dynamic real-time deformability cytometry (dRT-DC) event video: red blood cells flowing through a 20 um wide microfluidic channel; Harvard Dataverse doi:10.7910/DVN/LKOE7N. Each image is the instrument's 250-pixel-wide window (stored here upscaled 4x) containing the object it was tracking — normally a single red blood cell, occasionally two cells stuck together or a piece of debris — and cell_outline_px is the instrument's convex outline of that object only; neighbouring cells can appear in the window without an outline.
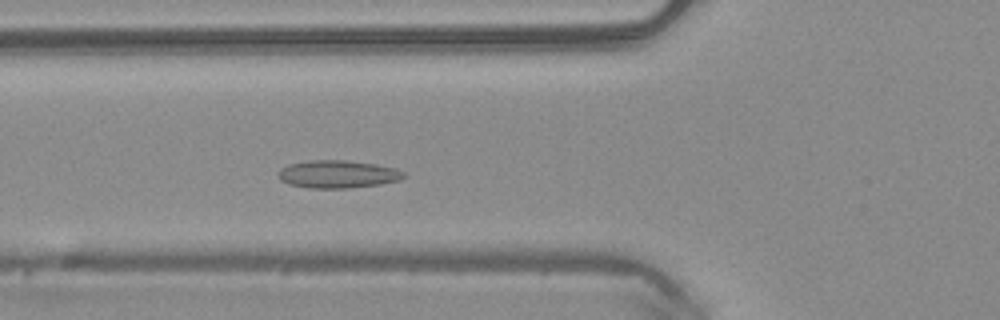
{"species": "common noctule bat (a hibernating species)", "species_latin": "Nyctalus noctula", "temperature_condition": "warm", "stored_images_in_passage": 45, "camera_frame_rate_fps": 3000, "um_per_image_px": 0.085, "animal": {"sex": "male", "body_mass_g": 20.4}, "frame": {"image": 1, "passage_image": 13, "time_ms": 4.0, "image_size_px": [1000, 320], "cell_outline_px": [[408, 176], [400, 180], [380, 184], [348, 188], [308, 188], [288, 184], [280, 180], [276, 176], [280, 168], [288, 164], [308, 160], [348, 160], [376, 164], [396, 168], [404, 172]], "centroid_in_image_um": [28.69, 14.8], "position_along_channel_um": 97.1, "area_um2": 20.63}}
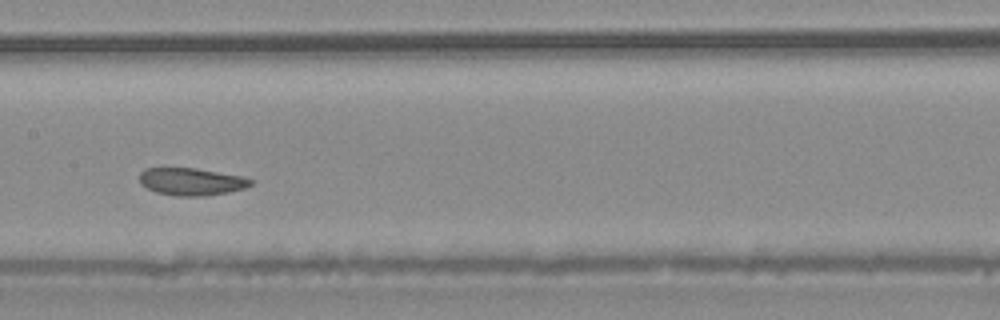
{"frame": {"image": 2, "passage_image": 20, "time_ms": 6.333, "image_size_px": [1000, 320], "cell_outline_px": [[252, 184], [244, 188], [228, 192], [204, 196], [176, 196], [156, 192], [140, 184], [140, 172], [144, 168], [196, 168], [244, 176], [252, 180]], "centroid_in_image_um": [16.26, 15.43], "position_along_channel_um": 191.1, "area_um2": 17.8}}
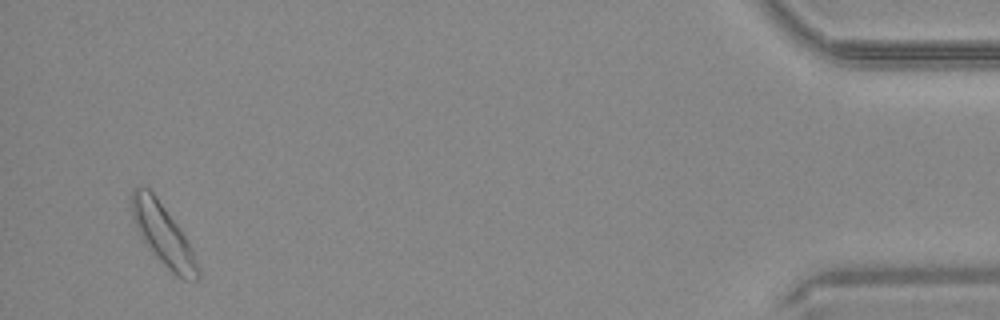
{"frame": {"image": 3, "passage_image": 43, "time_ms": 14.0, "image_size_px": [1000, 320], "cell_outline_px": [[200, 276], [196, 280], [184, 280], [176, 276], [156, 256], [140, 236], [136, 228], [132, 216], [132, 188], [148, 188], [156, 196], [188, 240], [192, 248], [200, 272]], "centroid_in_image_um": [13.88, 19.97], "position_along_channel_um": 421.3, "area_um2": 23.06}, "authors_computed_cell_mechanics": {"area_um2": 18.9006, "velocity_mm_per_s": 4.0158, "shape_relaxation_time_tau1_ms": null, "shape_relaxation_time_tau2_ms": 1.333, "deformation_change_tau1": null, "deformation_change_tau2": 0.0542}}